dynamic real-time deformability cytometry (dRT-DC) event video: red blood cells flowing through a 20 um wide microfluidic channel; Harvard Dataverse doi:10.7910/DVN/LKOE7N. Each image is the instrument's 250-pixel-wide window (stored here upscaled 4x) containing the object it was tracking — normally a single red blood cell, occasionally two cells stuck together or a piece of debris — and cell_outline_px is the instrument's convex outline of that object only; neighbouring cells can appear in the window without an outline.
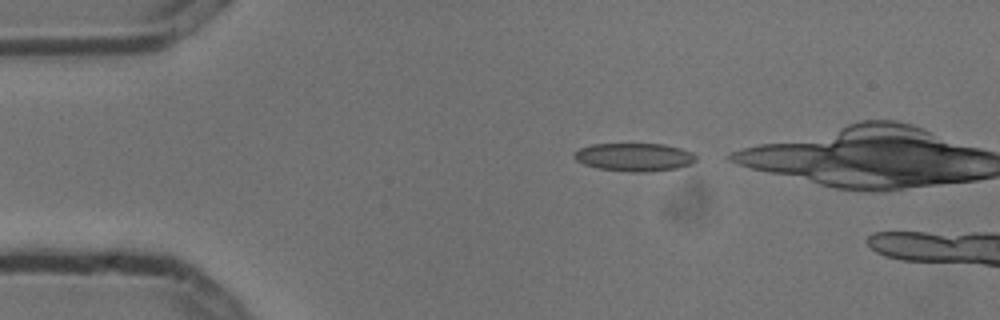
{"species": "common noctule bat (a hibernating species)", "species_latin": "Nyctalus noctula", "temperature_condition": "cold", "stored_images_in_passage": 2, "camera_frame_rate_fps": 3000, "um_per_image_px": 0.085, "animal": {"sex": "male", "body_mass_g": 13.3}, "frame": {"image": 1, "passage_image": 1, "time_ms": 0.0, "image_size_px": [1000, 320], "cell_outline_px": [[696, 160], [692, 164], [676, 168], [648, 172], [628, 172], [596, 168], [584, 164], [576, 160], [572, 156], [572, 152], [580, 148], [592, 144], [664, 144], [680, 148], [692, 152], [696, 156]], "centroid_in_image_um": [53.89, 13.36], "position_along_channel_um": 31.1, "area_um2": 20.17}}